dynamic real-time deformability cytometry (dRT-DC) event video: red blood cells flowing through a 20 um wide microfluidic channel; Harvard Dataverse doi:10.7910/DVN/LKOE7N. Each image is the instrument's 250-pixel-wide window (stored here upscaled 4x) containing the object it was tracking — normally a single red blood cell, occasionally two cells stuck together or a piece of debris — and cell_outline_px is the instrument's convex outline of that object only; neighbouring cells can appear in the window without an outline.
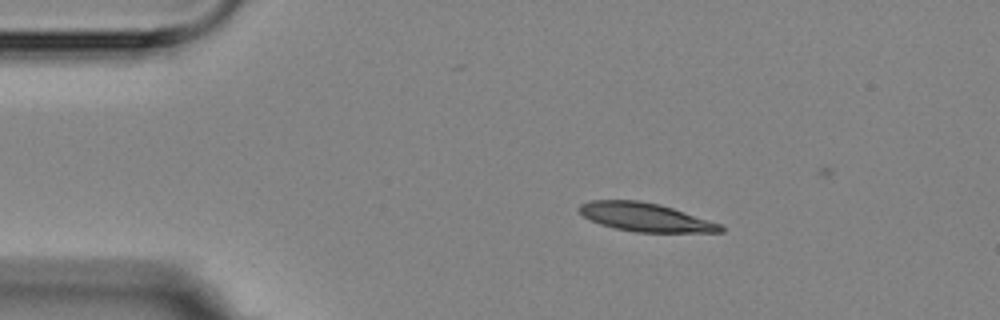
{"species": "Egyptian fruit bat (a non-hibernating species)", "species_latin": "Rousettus aegyptiacus", "temperature_condition": "room temperature", "stored_images_in_passage": 3, "camera_frame_rate_fps": 3000, "um_per_image_px": 0.085, "animal": {"sex": "female"}, "frame": {"image": 1, "passage_image": 1, "time_ms": 0.0, "image_size_px": [1000, 320], "cell_outline_px": [[724, 232], [636, 232], [616, 228], [600, 224], [584, 216], [576, 208], [580, 204], [592, 200], [640, 200], [660, 204], [720, 224], [724, 228]], "centroid_in_image_um": [54.82, 18.45], "position_along_channel_um": 30.2, "area_um2": 23.24}}